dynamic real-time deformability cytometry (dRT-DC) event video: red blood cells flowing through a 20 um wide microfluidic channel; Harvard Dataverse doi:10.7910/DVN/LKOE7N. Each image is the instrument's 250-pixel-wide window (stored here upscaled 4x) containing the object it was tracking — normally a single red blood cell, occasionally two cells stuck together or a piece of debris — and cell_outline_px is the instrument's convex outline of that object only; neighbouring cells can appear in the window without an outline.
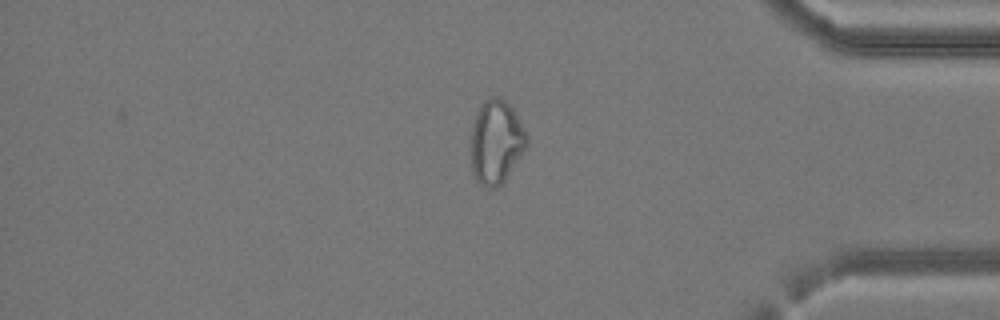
{"species": "common noctule bat (a hibernating species)", "species_latin": "Nyctalus noctula", "temperature_condition": "cold", "stored_images_in_passage": 40, "camera_frame_rate_fps": 3000, "um_per_image_px": 0.085, "animal": {"sex": "female", "body_mass_g": 24.6, "forearm_length_mm": 56.2}, "frame": {"image": 1, "passage_image": 34, "time_ms": 11.0, "image_size_px": [1000, 320], "cell_outline_px": [[528, 144], [504, 180], [496, 188], [488, 188], [480, 184], [476, 180], [472, 172], [472, 128], [476, 116], [484, 100], [492, 96], [496, 96], [504, 100], [512, 108], [528, 136]], "centroid_in_image_um": [42.17, 12.07], "position_along_channel_um": 393.0, "area_um2": 26.7}}